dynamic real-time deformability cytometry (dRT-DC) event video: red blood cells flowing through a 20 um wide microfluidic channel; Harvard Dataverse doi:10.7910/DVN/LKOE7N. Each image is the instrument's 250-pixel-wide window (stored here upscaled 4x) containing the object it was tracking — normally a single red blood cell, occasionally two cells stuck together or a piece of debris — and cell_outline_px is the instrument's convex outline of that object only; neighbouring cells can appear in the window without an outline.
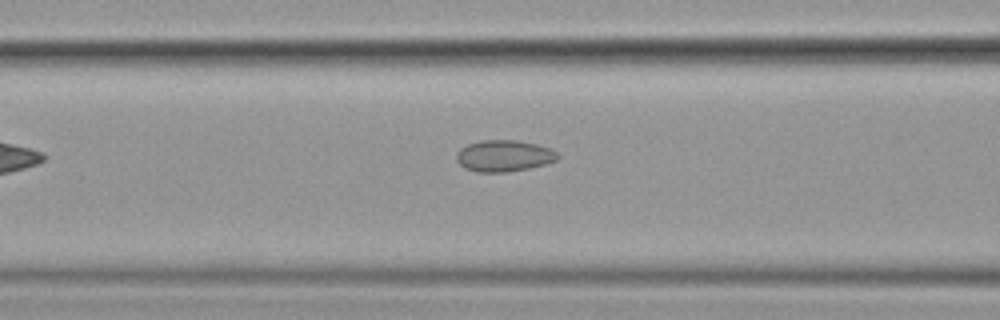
{"species": "common noctule bat (a hibernating species)", "species_latin": "Nyctalus noctula", "temperature_condition": "cold", "stored_images_in_passage": 32, "camera_frame_rate_fps": 3000, "um_per_image_px": 0.085, "animal": {"sex": "female", "body_mass_g": 19.9}, "frame": {"image": 1, "passage_image": 5, "time_ms": 1.333, "image_size_px": [1000, 320], "cell_outline_px": [[560, 156], [556, 160], [544, 164], [528, 168], [508, 172], [476, 172], [464, 168], [456, 160], [456, 152], [460, 148], [468, 144], [480, 140], [516, 140], [536, 144], [548, 148], [556, 152]], "centroid_in_image_um": [42.79, 13.25], "position_along_channel_um": 123.8, "area_um2": 18.55}}
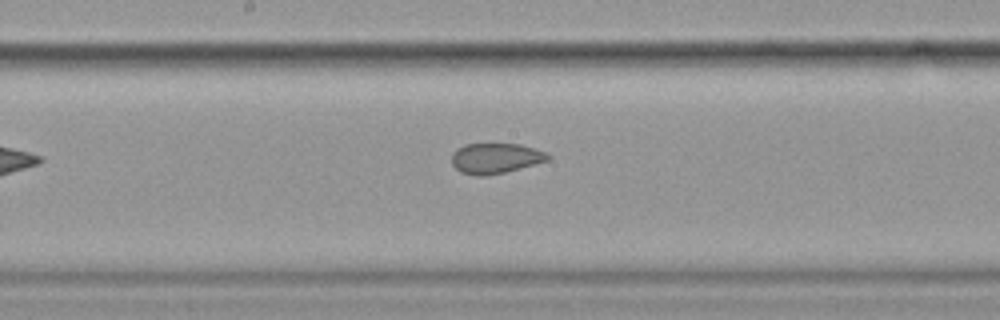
{"frame": {"image": 2, "passage_image": 12, "time_ms": 3.667, "image_size_px": [1000, 320], "cell_outline_px": [[552, 156], [548, 160], [504, 172], [484, 176], [476, 176], [460, 172], [452, 164], [452, 152], [456, 148], [464, 144], [520, 144], [548, 152]], "centroid_in_image_um": [42.1, 13.44], "position_along_channel_um": 206.1, "area_um2": 17.05}}
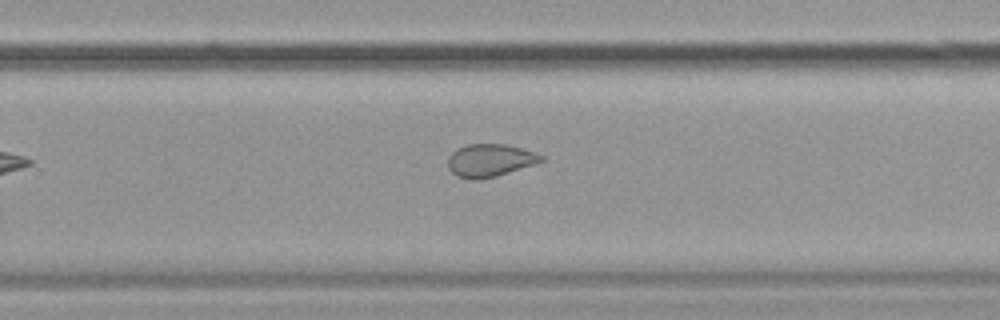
{"frame": {"image": 3, "passage_image": 19, "time_ms": 6.0, "image_size_px": [1000, 320], "cell_outline_px": [[544, 160], [536, 164], [496, 176], [476, 180], [456, 176], [448, 168], [448, 156], [456, 148], [468, 144], [504, 144], [520, 148], [544, 156]], "centroid_in_image_um": [41.62, 13.63], "position_along_channel_um": 288.2, "area_um2": 17.74}}